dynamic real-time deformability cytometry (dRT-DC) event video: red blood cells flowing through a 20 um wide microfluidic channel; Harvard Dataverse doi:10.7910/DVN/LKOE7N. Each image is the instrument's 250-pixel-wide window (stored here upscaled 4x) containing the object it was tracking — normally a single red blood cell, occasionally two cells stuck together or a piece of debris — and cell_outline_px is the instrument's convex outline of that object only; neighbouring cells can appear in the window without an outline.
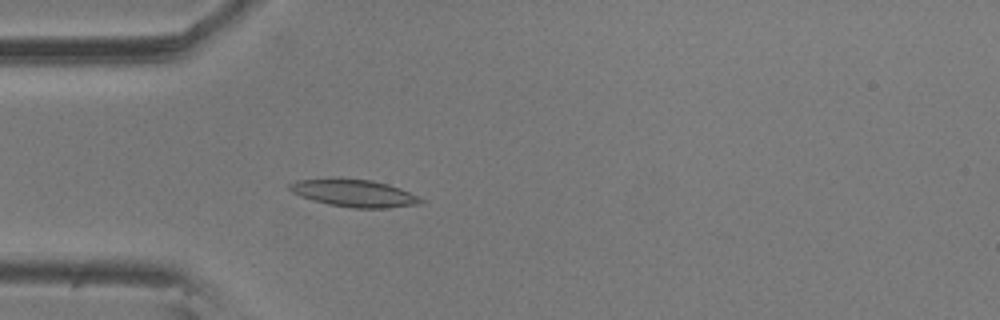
{"species": "common noctule bat (a hibernating species)", "species_latin": "Nyctalus noctula", "temperature_condition": "room temperature", "stored_images_in_passage": 50, "camera_frame_rate_fps": 3000, "um_per_image_px": 0.085, "animal": {"sex": "male", "body_mass_g": 20.5, "forearm_length_mm": 52.5}, "frame": {"image": 1, "passage_image": 16, "time_ms": 5.0, "image_size_px": [1000, 320], "cell_outline_px": [[428, 200], [424, 204], [384, 208], [352, 208], [328, 204], [312, 200], [300, 196], [292, 192], [288, 188], [288, 184], [296, 180], [336, 176], [372, 180], [388, 184], [400, 188]], "centroid_in_image_um": [30.1, 16.39], "position_along_channel_um": 54.9, "area_um2": 21.73}}
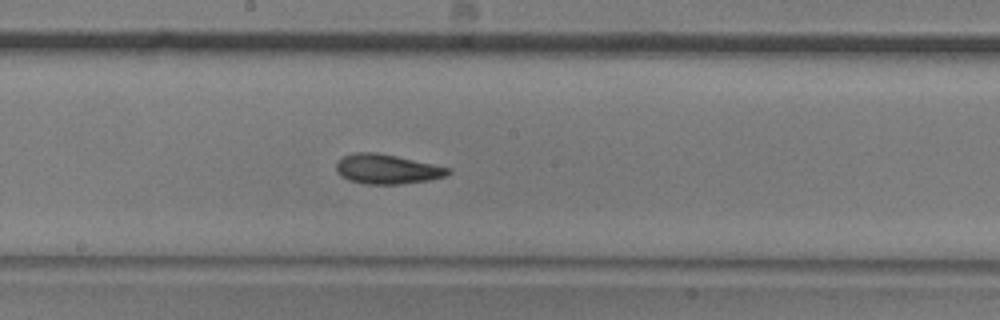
{"frame": {"image": 2, "passage_image": 30, "time_ms": 9.667, "image_size_px": [1000, 320], "cell_outline_px": [[452, 172], [448, 176], [428, 180], [400, 184], [364, 184], [348, 180], [340, 176], [336, 172], [336, 164], [344, 156], [352, 152], [376, 152], [396, 156], [452, 168]], "centroid_in_image_um": [32.9, 14.38], "position_along_channel_um": 215.3, "area_um2": 19.48}}
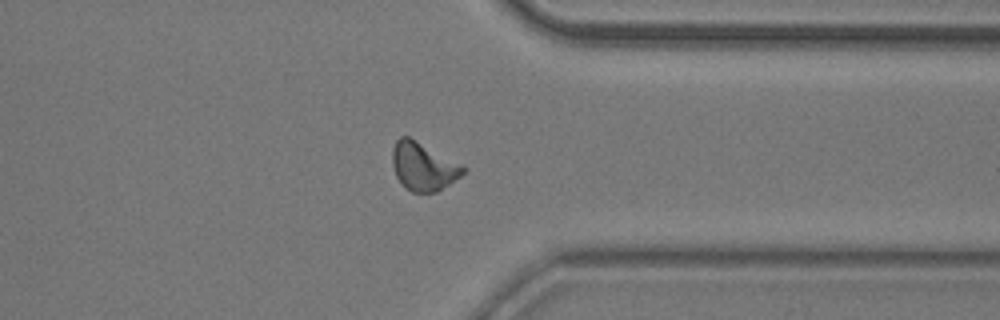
{"frame": {"image": 3, "passage_image": 44, "time_ms": 14.333, "image_size_px": [1000, 320], "cell_outline_px": [[468, 168], [460, 176], [436, 192], [412, 192], [404, 188], [396, 176], [392, 164], [392, 148], [396, 140], [400, 136], [408, 136], [464, 164]], "centroid_in_image_um": [35.98, 14.13], "position_along_channel_um": 375.4, "area_um2": 20.06}}